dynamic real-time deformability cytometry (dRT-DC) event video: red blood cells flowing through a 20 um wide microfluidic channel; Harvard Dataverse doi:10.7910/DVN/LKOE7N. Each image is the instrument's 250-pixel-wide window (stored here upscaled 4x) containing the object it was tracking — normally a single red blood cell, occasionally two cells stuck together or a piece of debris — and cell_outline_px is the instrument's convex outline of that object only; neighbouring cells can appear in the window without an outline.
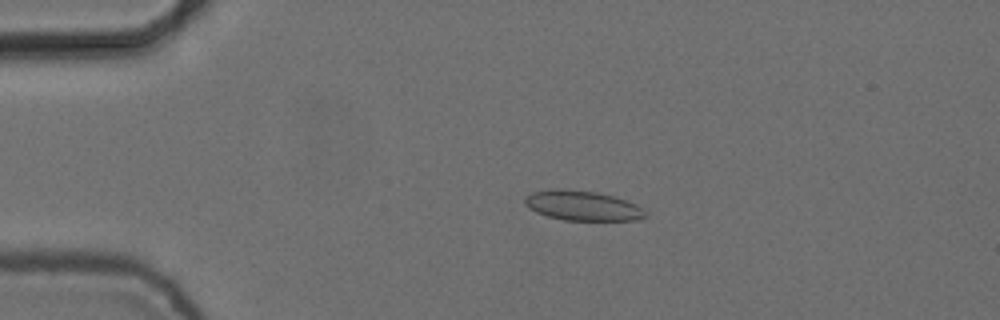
{"species": "common noctule bat (a hibernating species)", "species_latin": "Nyctalus noctula", "temperature_condition": "cold", "stored_images_in_passage": 6, "camera_frame_rate_fps": 3000, "um_per_image_px": 0.085, "animal": {"sex": "female", "body_mass_g": 24.6, "forearm_length_mm": 56.2}, "frame": {"image": 1, "passage_image": 4, "time_ms": 1.0, "image_size_px": [1000, 320], "cell_outline_px": [[648, 216], [636, 220], [564, 220], [548, 216], [536, 212], [528, 208], [524, 204], [524, 196], [532, 192], [552, 188], [596, 192], [612, 196], [636, 204]], "centroid_in_image_um": [49.44, 17.48], "position_along_channel_um": 35.6, "area_um2": 20.81}}